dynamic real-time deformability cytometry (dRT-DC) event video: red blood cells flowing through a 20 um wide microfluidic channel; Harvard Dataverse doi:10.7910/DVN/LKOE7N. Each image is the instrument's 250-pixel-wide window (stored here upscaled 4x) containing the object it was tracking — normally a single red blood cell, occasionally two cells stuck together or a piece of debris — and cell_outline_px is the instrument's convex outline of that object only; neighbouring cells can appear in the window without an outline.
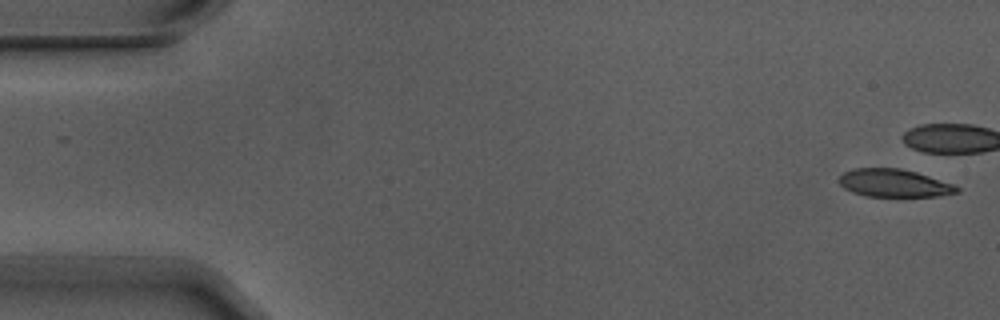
{"species": "Egyptian fruit bat (a non-hibernating species)", "species_latin": "Rousettus aegyptiacus", "temperature_condition": "warm", "stored_images_in_passage": 4, "camera_frame_rate_fps": 3000, "um_per_image_px": 0.085, "animal": {"sex": "male"}, "frame": {"image": 1, "passage_image": 1, "time_ms": 0.0, "image_size_px": [1000, 320], "cell_outline_px": [[960, 192], [940, 196], [864, 196], [852, 192], [844, 188], [840, 184], [840, 176], [844, 172], [852, 168], [900, 168], [916, 172], [952, 184], [960, 188]], "centroid_in_image_um": [75.99, 15.56], "position_along_channel_um": 9.0, "area_um2": 19.02}}